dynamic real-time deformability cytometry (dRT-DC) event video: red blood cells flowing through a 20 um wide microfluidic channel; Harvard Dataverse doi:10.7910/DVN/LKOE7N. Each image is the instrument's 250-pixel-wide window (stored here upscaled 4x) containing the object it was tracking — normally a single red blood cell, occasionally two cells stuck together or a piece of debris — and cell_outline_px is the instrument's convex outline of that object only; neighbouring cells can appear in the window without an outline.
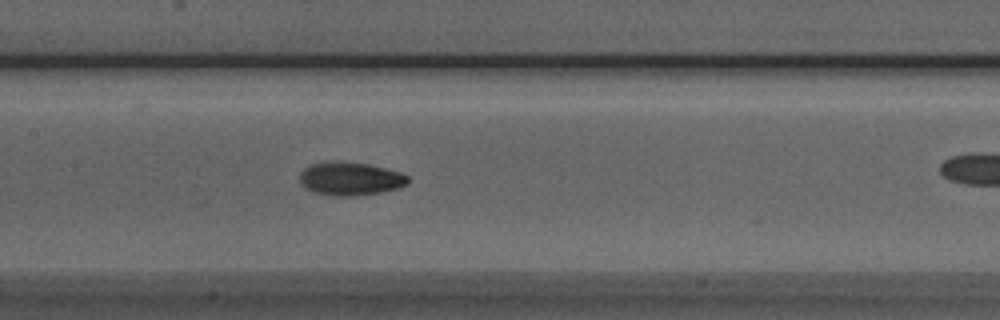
{"species": "Egyptian fruit bat (a non-hibernating species)", "species_latin": "Rousettus aegyptiacus", "temperature_condition": "room temperature", "stored_images_in_passage": 24, "camera_frame_rate_fps": 3000, "um_per_image_px": 0.085, "animal": {"sex": "male"}, "frame": {"image": 1, "passage_image": 23, "time_ms": 7.333, "image_size_px": [1000, 320], "cell_outline_px": [[408, 184], [400, 188], [380, 192], [356, 196], [332, 196], [312, 192], [304, 188], [300, 184], [300, 172], [308, 164], [328, 160], [336, 160], [368, 164], [400, 172], [408, 176]], "centroid_in_image_um": [29.72, 15.18], "position_along_channel_um": 177.7, "area_um2": 21.5}}